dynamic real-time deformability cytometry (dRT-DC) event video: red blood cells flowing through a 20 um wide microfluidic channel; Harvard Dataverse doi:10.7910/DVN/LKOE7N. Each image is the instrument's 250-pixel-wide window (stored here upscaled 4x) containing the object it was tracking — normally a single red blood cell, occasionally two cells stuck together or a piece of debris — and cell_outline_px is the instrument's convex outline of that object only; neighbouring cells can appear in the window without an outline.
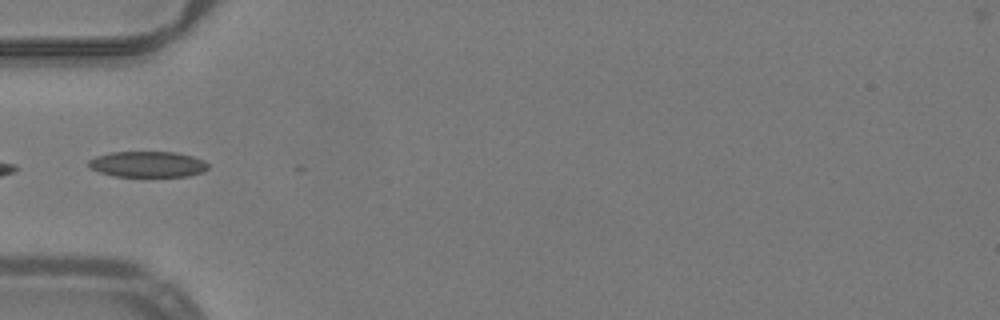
{"species": "common noctule bat (a hibernating species)", "species_latin": "Nyctalus noctula", "temperature_condition": "warm", "stored_images_in_passage": 12, "camera_frame_rate_fps": 3000, "um_per_image_px": 0.085, "animal": {"sex": "male", "body_mass_g": 19.2, "forearm_length_mm": 51.8}, "frame": {"image": 1, "passage_image": 1, "time_ms": 0.0, "image_size_px": [1000, 320], "cell_outline_px": [[208, 168], [204, 172], [188, 176], [116, 176], [100, 172], [92, 168], [88, 164], [88, 160], [96, 156], [112, 152], [176, 152], [192, 156], [204, 160], [208, 164]], "centroid_in_image_um": [12.59, 13.95], "position_along_channel_um": 72.4, "area_um2": 17.92}}
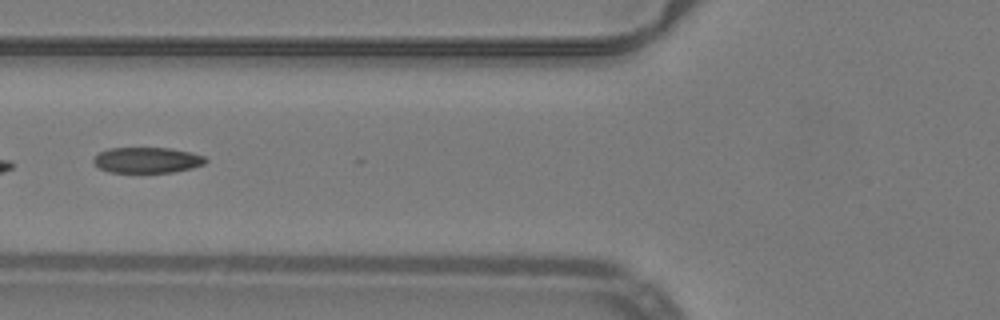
{"frame": {"image": 2, "passage_image": 4, "time_ms": 1.0, "image_size_px": [1000, 320], "cell_outline_px": [[208, 160], [204, 164], [192, 168], [172, 172], [108, 172], [100, 168], [92, 160], [100, 152], [108, 148], [172, 148], [192, 152], [204, 156]], "centroid_in_image_um": [12.54, 13.6], "position_along_channel_um": 113.3, "area_um2": 16.76}}
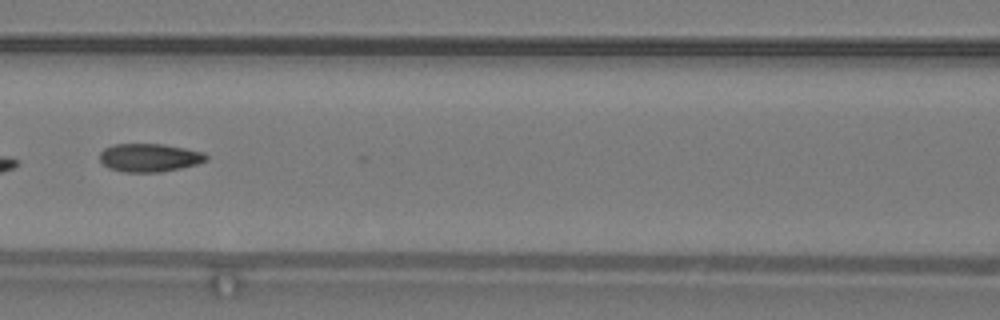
{"frame": {"image": 3, "passage_image": 7, "time_ms": 2.0, "image_size_px": [1000, 320], "cell_outline_px": [[208, 160], [196, 164], [180, 168], [160, 172], [124, 172], [108, 168], [100, 160], [100, 152], [104, 148], [112, 144], [164, 144], [204, 152], [208, 156]], "centroid_in_image_um": [12.69, 13.39], "position_along_channel_um": 153.9, "area_um2": 17.57}}